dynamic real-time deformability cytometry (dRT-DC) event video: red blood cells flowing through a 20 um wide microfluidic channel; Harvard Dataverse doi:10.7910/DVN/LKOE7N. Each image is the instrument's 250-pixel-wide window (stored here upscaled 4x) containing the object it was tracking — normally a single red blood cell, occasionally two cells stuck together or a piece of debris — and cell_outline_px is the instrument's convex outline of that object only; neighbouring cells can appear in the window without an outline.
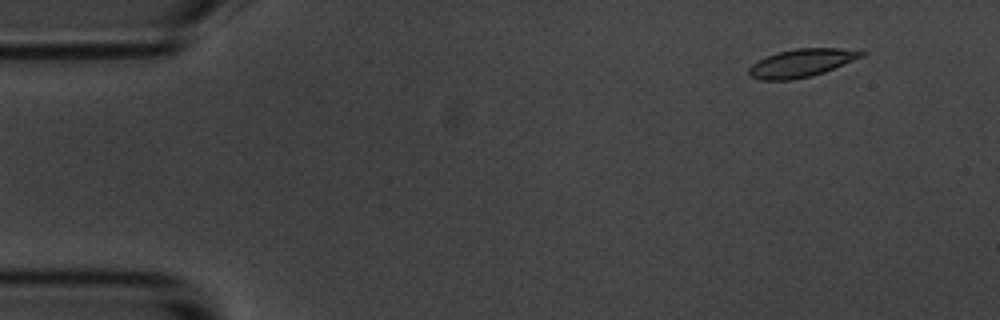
{"species": "common noctule bat (a hibernating species)", "species_latin": "Nyctalus noctula", "temperature_condition": "room temperature", "stored_images_in_passage": 10, "camera_frame_rate_fps": 3000, "um_per_image_px": 0.085, "animal": {"sex": "male", "body_mass_g": 20.1, "forearm_length_mm": 53.5}, "frame": {"image": 1, "passage_image": 2, "time_ms": 1.333, "image_size_px": [1000, 320], "cell_outline_px": [[868, 52], [864, 56], [824, 72], [812, 76], [792, 80], [760, 80], [752, 76], [748, 72], [748, 68], [752, 64], [768, 56], [780, 52], [796, 48], [840, 48]], "centroid_in_image_um": [68.15, 5.36], "position_along_channel_um": 16.8, "area_um2": 18.21}}
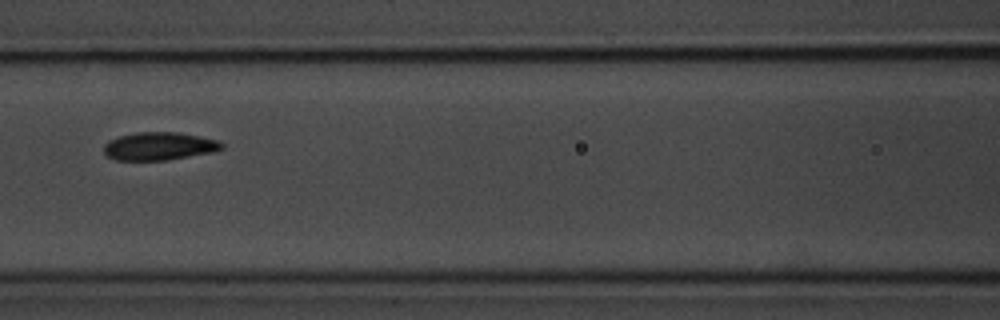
{"frame": {"image": 2, "passage_image": 8, "time_ms": 8.0, "image_size_px": [1000, 320], "cell_outline_px": [[224, 148], [212, 152], [168, 160], [116, 160], [108, 156], [104, 152], [104, 144], [108, 140], [120, 136], [136, 132], [180, 132], [200, 136], [216, 140], [224, 144]], "centroid_in_image_um": [13.53, 12.42], "position_along_channel_um": 153.1, "area_um2": 19.25}}
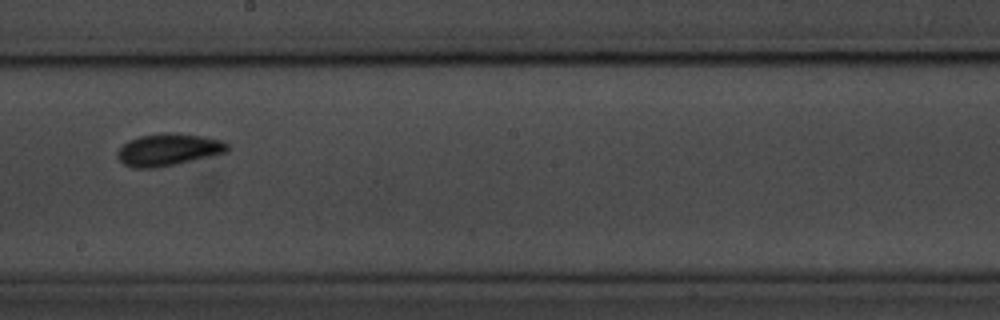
{"frame": {"image": 3, "passage_image": 10, "time_ms": 10.333, "image_size_px": [1000, 320], "cell_outline_px": [[228, 152], [176, 164], [152, 168], [132, 168], [124, 164], [116, 156], [116, 152], [128, 140], [140, 136], [168, 132], [172, 132], [204, 136], [224, 140], [228, 144]], "centroid_in_image_um": [14.32, 12.71], "position_along_channel_um": 233.9, "area_um2": 20.69}}